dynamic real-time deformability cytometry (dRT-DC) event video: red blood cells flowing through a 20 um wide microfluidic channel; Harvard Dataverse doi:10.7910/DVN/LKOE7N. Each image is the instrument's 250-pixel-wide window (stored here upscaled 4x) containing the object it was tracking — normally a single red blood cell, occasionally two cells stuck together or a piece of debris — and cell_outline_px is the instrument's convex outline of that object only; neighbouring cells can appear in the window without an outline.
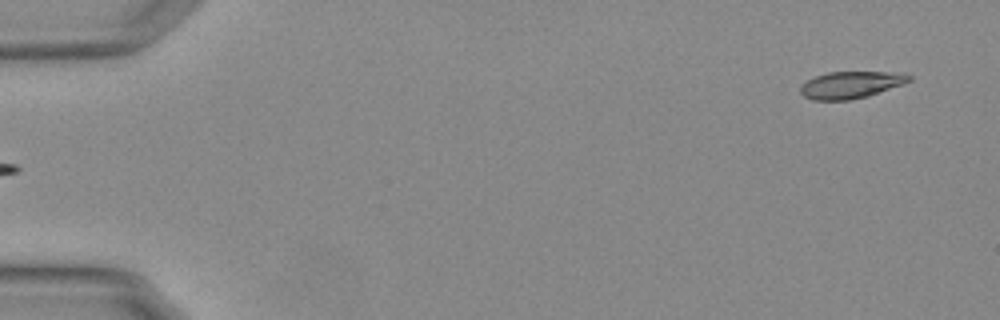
{"species": "Egyptian fruit bat (a non-hibernating species)", "species_latin": "Rousettus aegyptiacus", "temperature_condition": "warm", "stored_images_in_passage": 53, "camera_frame_rate_fps": 3000, "um_per_image_px": 0.085, "animal": {"sex": "female"}, "frame": {"image": 1, "passage_image": 1, "time_ms": 0.0, "image_size_px": [1000, 320], "cell_outline_px": [[912, 80], [904, 84], [868, 96], [848, 100], [812, 100], [804, 96], [800, 92], [800, 88], [808, 80], [816, 76], [828, 72], [908, 72], [912, 76]], "centroid_in_image_um": [72.4, 7.2], "position_along_channel_um": 12.6, "area_um2": 17.17}}
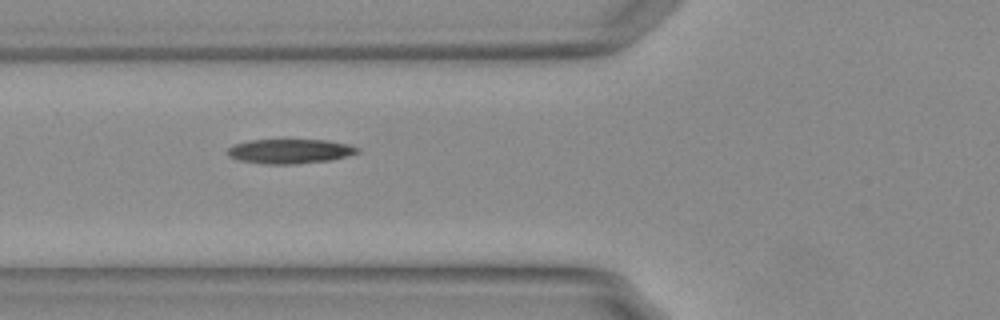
{"frame": {"image": 2, "passage_image": 19, "time_ms": 6.0, "image_size_px": [1000, 320], "cell_outline_px": [[360, 152], [348, 156], [328, 160], [296, 164], [264, 164], [236, 160], [228, 156], [224, 152], [232, 144], [248, 140], [328, 140], [348, 144], [360, 148]], "centroid_in_image_um": [24.59, 12.86], "position_along_channel_um": 101.2, "area_um2": 18.84}}
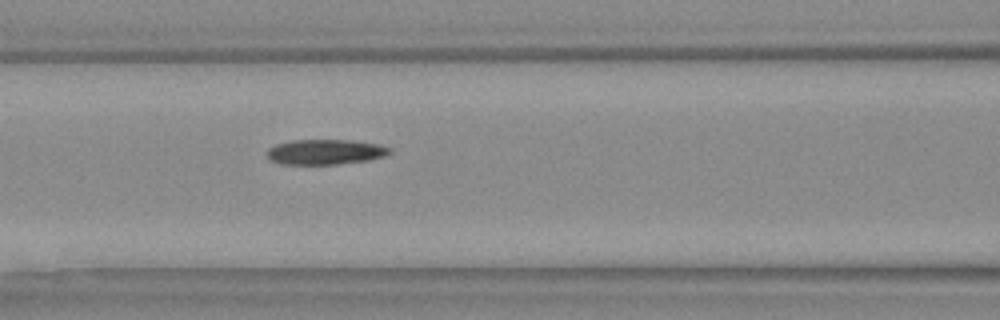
{"frame": {"image": 3, "passage_image": 22, "time_ms": 7.0, "image_size_px": [1000, 320], "cell_outline_px": [[392, 152], [384, 156], [368, 160], [336, 164], [280, 164], [268, 160], [264, 152], [268, 148], [276, 144], [292, 140], [352, 140], [380, 144], [392, 148]], "centroid_in_image_um": [27.61, 12.91], "position_along_channel_um": 139.0, "area_um2": 18.26}, "authors_computed_cell_mechanics": {"area_um2": 18.3226, "velocity_mm_per_s": 3.7518, "shape_relaxation_time_tau1_ms": null, "shape_relaxation_time_tau2_ms": 8.352, "deformation_change_tau1": null, "deformation_change_tau2": 0.1576}}